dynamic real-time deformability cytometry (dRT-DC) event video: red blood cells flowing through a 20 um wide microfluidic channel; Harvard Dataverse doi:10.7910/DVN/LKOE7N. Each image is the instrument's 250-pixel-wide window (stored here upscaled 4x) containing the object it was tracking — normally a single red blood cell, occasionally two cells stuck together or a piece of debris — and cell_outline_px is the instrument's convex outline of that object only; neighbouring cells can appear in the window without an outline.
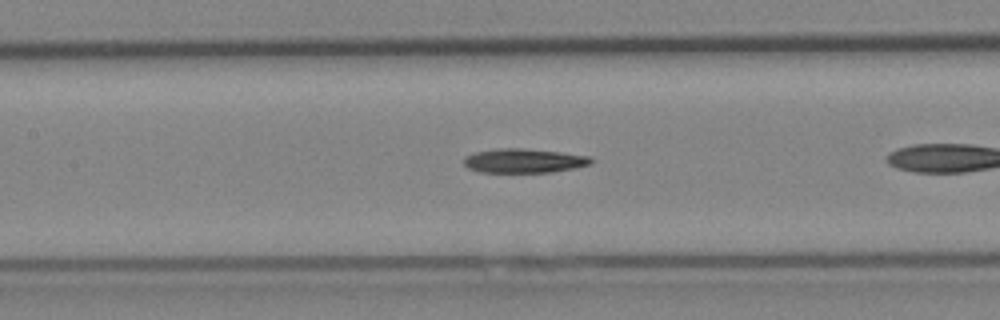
{"species": "Egyptian fruit bat (a non-hibernating species)", "species_latin": "Rousettus aegyptiacus", "temperature_condition": "cold", "stored_images_in_passage": 24, "camera_frame_rate_fps": 3000, "um_per_image_px": 0.085, "animal": {"sex": "female"}, "frame": {"image": 1, "passage_image": 8, "time_ms": 2.333, "image_size_px": [1000, 320], "cell_outline_px": [[592, 164], [576, 168], [552, 172], [480, 172], [468, 168], [464, 164], [464, 156], [472, 152], [496, 148], [524, 148], [560, 152], [592, 156]], "centroid_in_image_um": [44.53, 13.65], "position_along_channel_um": 162.9, "area_um2": 18.21}}
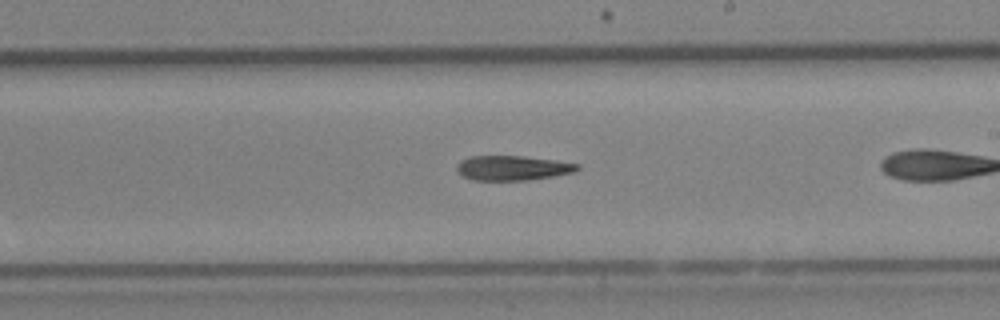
{"frame": {"image": 2, "passage_image": 14, "time_ms": 4.333, "image_size_px": [1000, 320], "cell_outline_px": [[580, 168], [572, 172], [552, 176], [528, 180], [472, 180], [456, 172], [456, 164], [460, 160], [468, 156], [524, 156], [556, 160], [580, 164]], "centroid_in_image_um": [43.52, 14.27], "position_along_channel_um": 245.5, "area_um2": 17.46}}
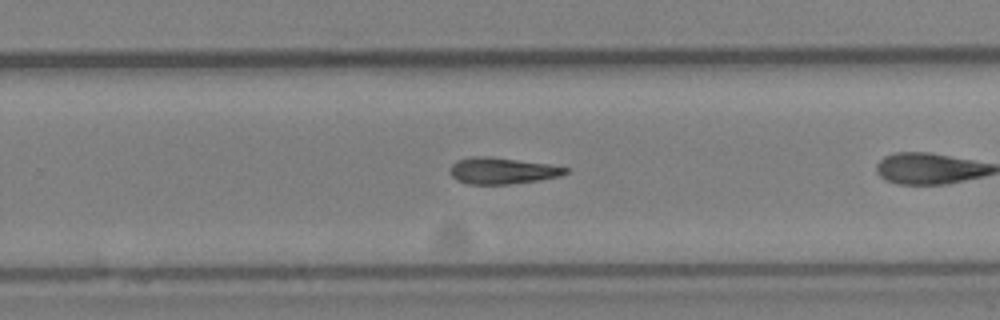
{"frame": {"image": 3, "passage_image": 17, "time_ms": 5.333, "image_size_px": [1000, 320], "cell_outline_px": [[568, 172], [560, 176], [540, 180], [508, 184], [468, 184], [456, 180], [448, 172], [448, 168], [456, 160], [472, 156], [488, 156], [552, 164], [568, 168]], "centroid_in_image_um": [42.66, 14.5], "position_along_channel_um": 287.1, "area_um2": 18.03}}